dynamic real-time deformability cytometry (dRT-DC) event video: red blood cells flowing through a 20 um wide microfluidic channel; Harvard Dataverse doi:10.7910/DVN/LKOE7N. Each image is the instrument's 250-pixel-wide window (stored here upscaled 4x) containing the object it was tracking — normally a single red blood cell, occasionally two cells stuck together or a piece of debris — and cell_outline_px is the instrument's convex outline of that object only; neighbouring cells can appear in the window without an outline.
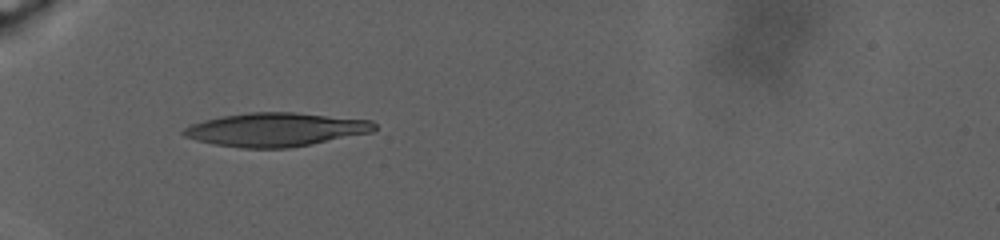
{"species": "human", "species_latin": "Homo sapiens", "temperature_condition": "warm", "stored_images_in_passage": 31, "camera_frame_rate_fps": 3000, "um_per_image_px": 0.085, "donor": {"sex": "male"}, "frame": {"image": 1, "passage_image": 1, "time_ms": 0.0, "image_size_px": [1000, 240], "cell_outline_px": [[376, 128], [372, 132], [288, 148], [244, 148], [216, 144], [196, 140], [184, 136], [180, 132], [188, 124], [204, 120], [224, 116], [248, 112], [296, 112], [372, 120], [376, 124]], "centroid_in_image_um": [23.42, 11.0], "position_along_channel_um": 61.6, "area_um2": 37.28}}
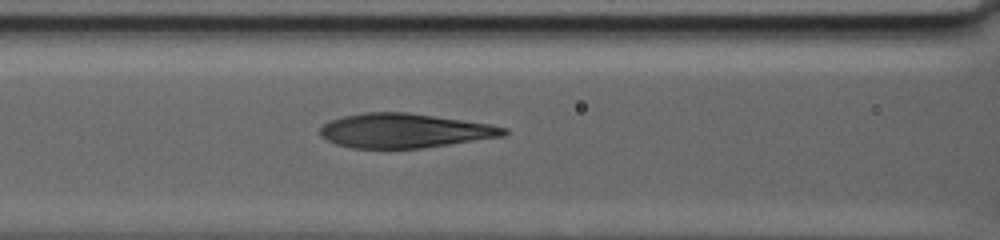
{"frame": {"image": 2, "passage_image": 18, "time_ms": 3.667, "image_size_px": [1000, 240], "cell_outline_px": [[508, 132], [504, 136], [424, 148], [352, 148], [336, 144], [320, 136], [320, 128], [328, 120], [340, 116], [364, 112], [408, 112], [488, 124], [508, 128]], "centroid_in_image_um": [34.34, 11.1], "position_along_channel_um": 132.3, "area_um2": 36.82}}
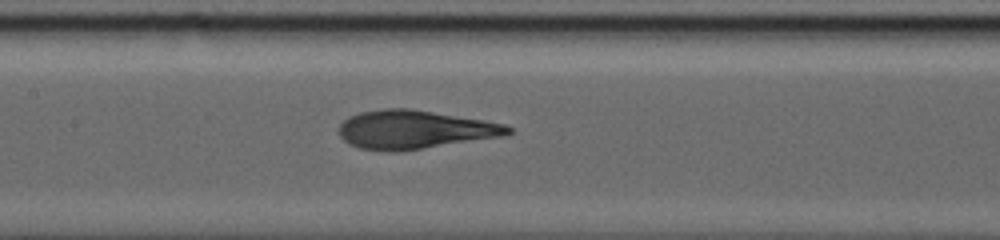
{"frame": {"image": 3, "passage_image": 26, "time_ms": 5.333, "image_size_px": [1000, 240], "cell_outline_px": [[512, 132], [504, 136], [400, 152], [392, 152], [360, 148], [348, 144], [340, 136], [340, 124], [348, 116], [360, 112], [380, 108], [412, 108], [484, 120], [504, 124], [512, 128]], "centroid_in_image_um": [35.23, 11.01], "position_along_channel_um": 172.2, "area_um2": 38.26}}